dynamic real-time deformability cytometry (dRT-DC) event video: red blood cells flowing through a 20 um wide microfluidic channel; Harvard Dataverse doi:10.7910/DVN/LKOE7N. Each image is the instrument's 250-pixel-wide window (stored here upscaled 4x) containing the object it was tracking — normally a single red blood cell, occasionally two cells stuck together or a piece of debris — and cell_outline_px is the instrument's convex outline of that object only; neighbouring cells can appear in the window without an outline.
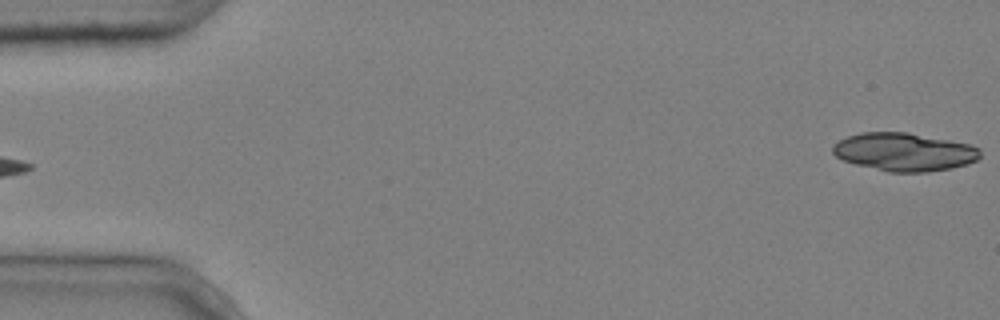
{"species": "common noctule bat (a hibernating species)", "species_latin": "Nyctalus noctula", "temperature_condition": "cold", "stored_images_in_passage": 4, "segment_of_instrument_passage": [2, 2], "camera_frame_rate_fps": 3000, "um_per_image_px": 0.085, "animal": {"sex": "male", "body_mass_g": 20.4}, "frame": {"image": 1, "passage_image": 4, "time_ms": 1.0, "image_size_px": [1000, 320], "cell_outline_px": [[980, 156], [976, 160], [968, 164], [952, 168], [924, 172], [888, 172], [856, 164], [844, 160], [836, 156], [832, 152], [832, 144], [848, 136], [860, 132], [908, 132], [972, 144], [980, 148]], "centroid_in_image_um": [76.87, 12.91], "position_along_channel_um": 8.1, "area_um2": 32.89}}